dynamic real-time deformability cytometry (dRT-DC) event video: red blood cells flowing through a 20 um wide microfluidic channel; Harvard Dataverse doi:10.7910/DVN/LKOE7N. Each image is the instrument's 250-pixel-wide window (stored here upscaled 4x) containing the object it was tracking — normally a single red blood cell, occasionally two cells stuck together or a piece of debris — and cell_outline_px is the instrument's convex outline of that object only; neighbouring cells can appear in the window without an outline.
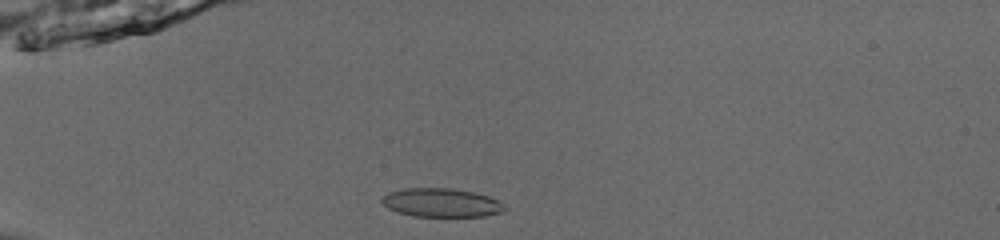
{"species": "common noctule bat (a hibernating species)", "species_latin": "Nyctalus noctula", "temperature_condition": "room temperature", "stored_images_in_passage": 38, "camera_frame_rate_fps": 3000, "um_per_image_px": 0.085, "animal": {"sex": "male", "body_mass_g": 13.0, "forearm_length_mm": 53.1}, "frame": {"image": 1, "passage_image": 1, "time_ms": 0.0, "image_size_px": [1000, 240], "cell_outline_px": [[508, 208], [504, 212], [484, 216], [412, 216], [388, 208], [380, 200], [380, 196], [388, 192], [404, 188], [452, 188], [472, 192], [488, 196], [504, 204]], "centroid_in_image_um": [37.51, 17.22], "position_along_channel_um": 47.5, "area_um2": 20.58}}
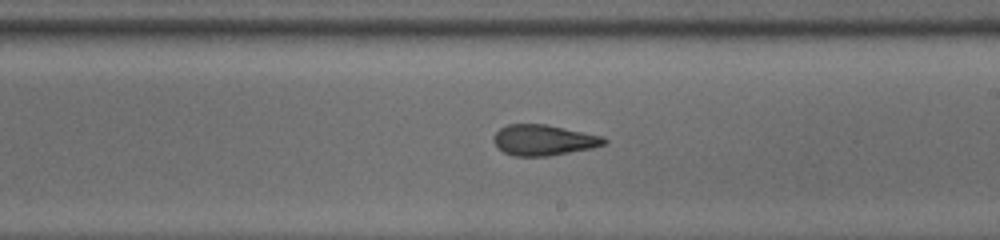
{"frame": {"image": 2, "passage_image": 18, "time_ms": 5.667, "image_size_px": [1000, 240], "cell_outline_px": [[608, 140], [604, 144], [592, 148], [548, 156], [512, 156], [496, 148], [492, 140], [492, 136], [500, 128], [508, 124], [544, 124], [604, 136]], "centroid_in_image_um": [46.16, 11.91], "position_along_channel_um": 242.8, "area_um2": 19.88}}
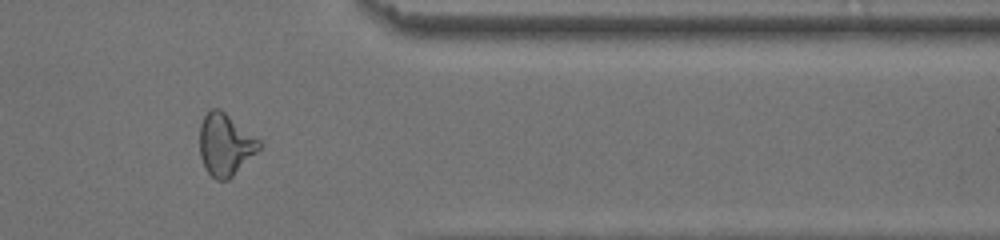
{"frame": {"image": 3, "passage_image": 30, "time_ms": 9.667, "image_size_px": [1000, 240], "cell_outline_px": [[260, 148], [228, 180], [216, 180], [204, 168], [200, 156], [200, 124], [204, 116], [212, 108], [220, 108], [260, 140]], "centroid_in_image_um": [19.12, 12.28], "position_along_channel_um": 392.3, "area_um2": 21.27}, "authors_computed_cell_mechanics": {"area_um2": 20.6635, "velocity_mm_per_s": 3.9162, "shape_relaxation_time_tau1_ms": 7.7728, "shape_relaxation_time_tau2_ms": 1.851, "deformation_change_tau1": 0.1983, "deformation_change_tau2": 0.0959}}